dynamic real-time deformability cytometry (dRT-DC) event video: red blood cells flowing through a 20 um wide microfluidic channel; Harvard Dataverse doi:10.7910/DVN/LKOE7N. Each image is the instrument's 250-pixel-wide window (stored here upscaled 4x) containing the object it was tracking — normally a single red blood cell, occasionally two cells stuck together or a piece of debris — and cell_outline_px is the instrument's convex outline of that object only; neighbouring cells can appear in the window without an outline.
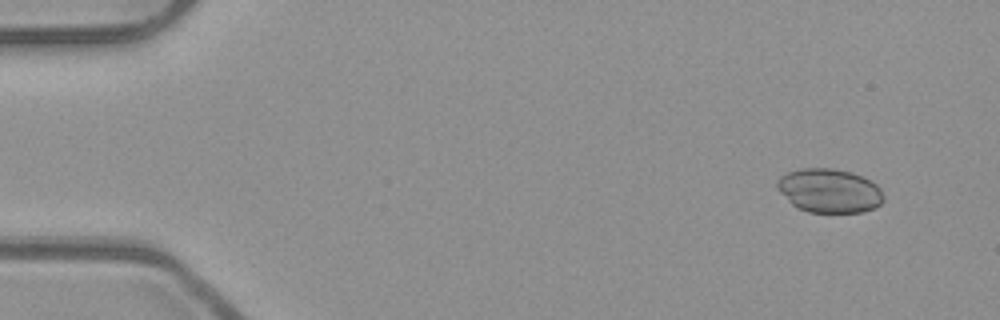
{"species": "common noctule bat (a hibernating species)", "species_latin": "Nyctalus noctula", "temperature_condition": "room temperature", "stored_images_in_passage": 51, "camera_frame_rate_fps": 3000, "um_per_image_px": 0.085, "animal": {"sex": "male", "body_mass_g": 23.1, "forearm_length_mm": 52.7}, "frame": {"image": 1, "passage_image": 3, "time_ms": 0.667, "image_size_px": [1000, 320], "cell_outline_px": [[884, 200], [880, 204], [872, 208], [860, 212], [808, 212], [792, 204], [776, 188], [776, 180], [780, 176], [788, 172], [804, 168], [832, 168], [852, 172], [876, 184], [880, 188], [884, 196]], "centroid_in_image_um": [70.47, 16.2], "position_along_channel_um": 14.5, "area_um2": 27.11}}
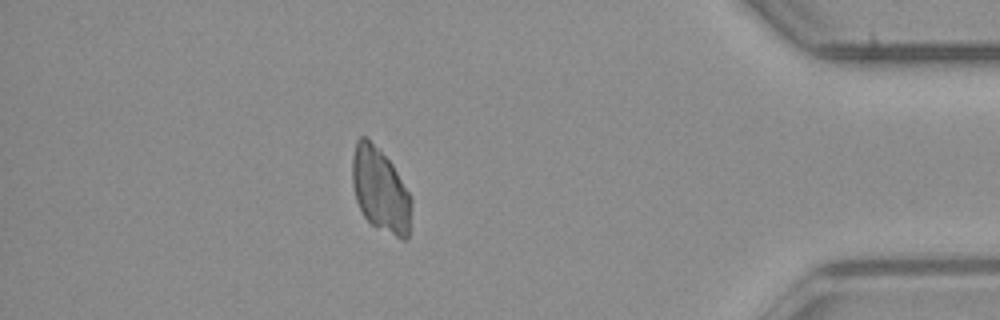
{"frame": {"image": 2, "passage_image": 45, "time_ms": 14.667, "image_size_px": [1000, 320], "cell_outline_px": [[412, 200], [408, 236], [404, 240], [400, 240], [372, 224], [364, 216], [356, 200], [352, 184], [352, 156], [356, 140], [360, 136], [364, 136], [380, 148], [392, 164], [412, 196]], "centroid_in_image_um": [32.33, 16.13], "position_along_channel_um": 402.9, "area_um2": 29.19}}